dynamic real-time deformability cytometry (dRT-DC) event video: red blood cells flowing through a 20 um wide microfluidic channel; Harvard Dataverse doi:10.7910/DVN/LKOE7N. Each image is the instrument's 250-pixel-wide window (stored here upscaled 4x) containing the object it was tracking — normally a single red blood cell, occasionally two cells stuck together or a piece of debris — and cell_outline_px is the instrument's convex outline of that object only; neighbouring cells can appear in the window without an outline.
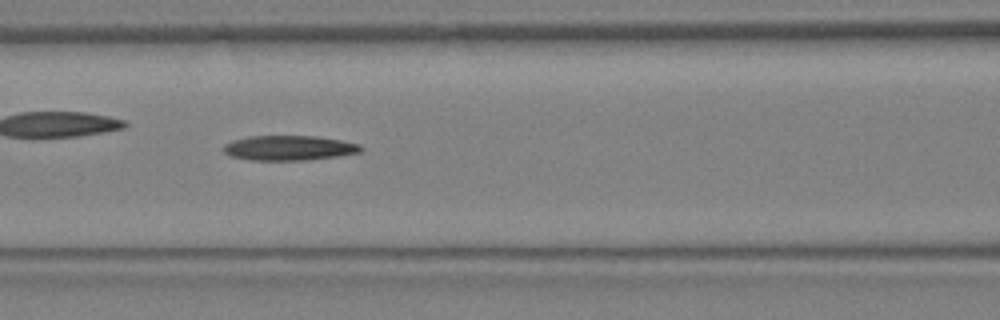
{"species": "Egyptian fruit bat (a non-hibernating species)", "species_latin": "Rousettus aegyptiacus", "temperature_condition": "warm", "stored_images_in_passage": 17, "camera_frame_rate_fps": 3000, "um_per_image_px": 0.085, "animal": {"sex": "female"}, "frame": {"image": 1, "passage_image": 12, "time_ms": 3.667, "image_size_px": [1000, 320], "cell_outline_px": [[364, 148], [360, 152], [340, 156], [308, 160], [252, 160], [232, 156], [224, 152], [224, 144], [232, 140], [248, 136], [316, 136], [340, 140], [360, 144]], "centroid_in_image_um": [24.59, 12.57], "position_along_channel_um": 142.0, "area_um2": 19.94}}